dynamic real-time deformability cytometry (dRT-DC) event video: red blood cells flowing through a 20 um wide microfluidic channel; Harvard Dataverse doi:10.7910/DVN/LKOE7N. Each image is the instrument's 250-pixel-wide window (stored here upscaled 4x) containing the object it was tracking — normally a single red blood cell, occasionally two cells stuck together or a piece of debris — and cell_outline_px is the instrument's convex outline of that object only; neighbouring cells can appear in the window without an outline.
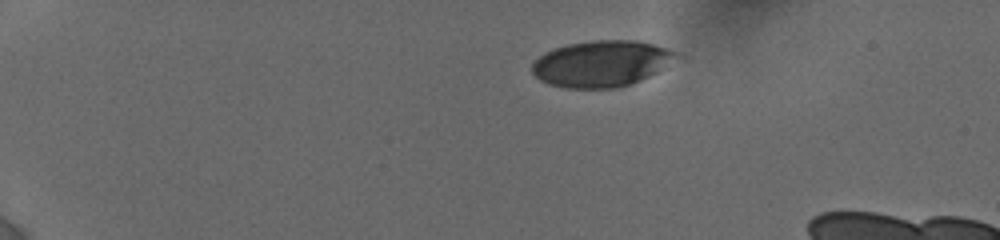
{"species": "human", "species_latin": "Homo sapiens", "temperature_condition": "cold", "stored_images_in_passage": 8, "camera_frame_rate_fps": 3000, "um_per_image_px": 0.085, "donor": {"sex": "female"}, "frame": {"image": 1, "passage_image": 1, "time_ms": 0.0, "image_size_px": [1000, 240], "cell_outline_px": [[672, 52], [656, 72], [640, 80], [620, 88], [564, 88], [548, 84], [540, 80], [532, 72], [532, 64], [544, 52], [552, 48], [568, 44], [592, 40], [636, 40], [652, 44], [664, 48]], "centroid_in_image_um": [50.94, 5.42], "position_along_channel_um": 34.1, "area_um2": 37.8}}
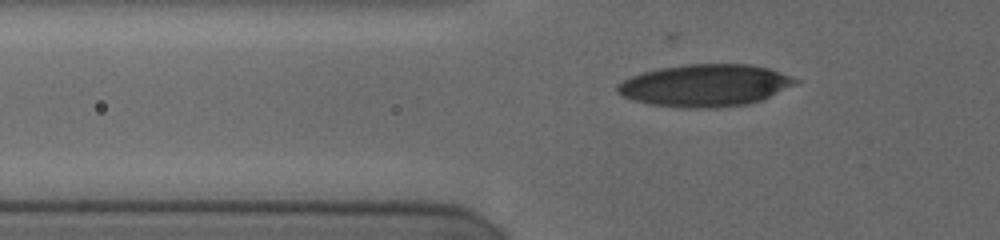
{"frame": {"image": 2, "passage_image": 6, "time_ms": 3.0, "image_size_px": [1000, 240], "cell_outline_px": [[800, 80], [796, 84], [760, 100], [748, 104], [716, 108], [680, 108], [648, 104], [624, 96], [616, 92], [616, 84], [632, 76], [644, 72], [660, 68], [688, 64], [748, 64], [768, 68], [780, 72]], "centroid_in_image_um": [59.92, 7.27], "position_along_channel_um": 65.9, "area_um2": 43.58}}